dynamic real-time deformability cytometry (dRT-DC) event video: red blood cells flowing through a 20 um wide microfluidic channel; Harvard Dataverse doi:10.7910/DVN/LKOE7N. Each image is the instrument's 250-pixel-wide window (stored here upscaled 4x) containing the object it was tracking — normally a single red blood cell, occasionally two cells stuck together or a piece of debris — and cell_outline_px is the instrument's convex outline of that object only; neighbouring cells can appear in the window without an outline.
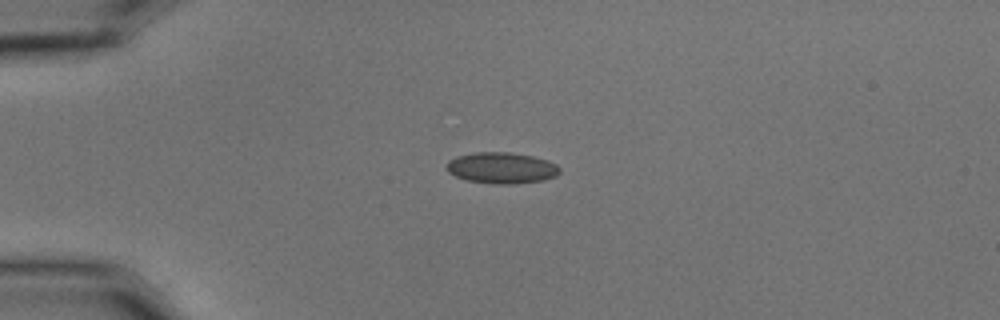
{"species": "common noctule bat (a hibernating species)", "species_latin": "Nyctalus noctula", "temperature_condition": "cold", "stored_images_in_passage": 43, "camera_frame_rate_fps": 3000, "um_per_image_px": 0.085, "animal": {"sex": "male", "body_mass_g": 15.6}, "frame": {"image": 1, "passage_image": 1, "time_ms": 0.0, "image_size_px": [1000, 320], "cell_outline_px": [[560, 172], [556, 176], [544, 180], [516, 184], [496, 184], [468, 180], [456, 176], [448, 172], [444, 168], [448, 160], [456, 156], [476, 152], [508, 152], [532, 156], [548, 160], [556, 164], [560, 168]], "centroid_in_image_um": [42.63, 14.27], "position_along_channel_um": 42.4, "area_um2": 20.69}}
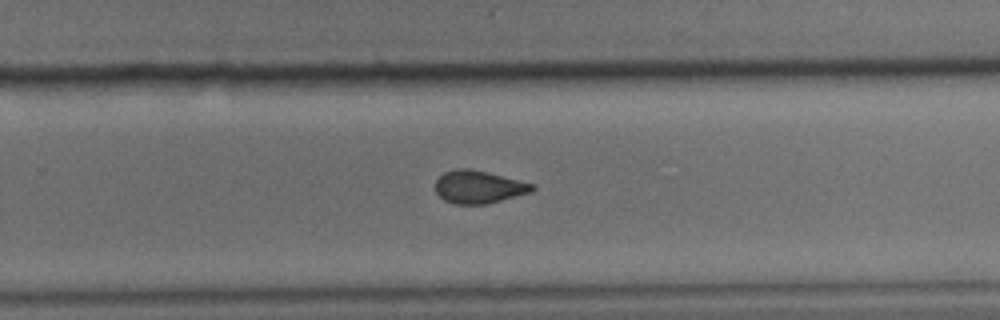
{"frame": {"image": 2, "passage_image": 24, "time_ms": 7.667, "image_size_px": [1000, 320], "cell_outline_px": [[536, 188], [532, 192], [488, 204], [452, 204], [444, 200], [436, 192], [436, 180], [444, 172], [456, 168], [468, 168], [488, 172], [536, 184]], "centroid_in_image_um": [40.72, 15.89], "position_along_channel_um": 289.1, "area_um2": 18.73}}
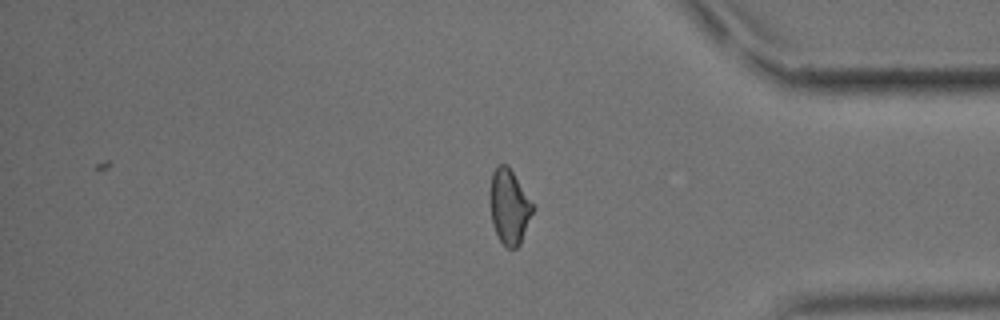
{"frame": {"image": 3, "passage_image": 34, "time_ms": 11.0, "image_size_px": [1000, 320], "cell_outline_px": [[536, 208], [520, 244], [516, 248], [508, 248], [500, 240], [492, 224], [492, 172], [496, 164], [508, 164], [536, 204]], "centroid_in_image_um": [43.37, 17.54], "position_along_channel_um": 391.8, "area_um2": 18.79}, "authors_computed_cell_mechanics": {"area_um2": 19.074, "velocity_mm_per_s": 3.5878, "shape_relaxation_time_tau1_ms": null, "shape_relaxation_time_tau2_ms": 2.6029, "deformation_change_tau1": null, "deformation_change_tau2": 0.0684}}